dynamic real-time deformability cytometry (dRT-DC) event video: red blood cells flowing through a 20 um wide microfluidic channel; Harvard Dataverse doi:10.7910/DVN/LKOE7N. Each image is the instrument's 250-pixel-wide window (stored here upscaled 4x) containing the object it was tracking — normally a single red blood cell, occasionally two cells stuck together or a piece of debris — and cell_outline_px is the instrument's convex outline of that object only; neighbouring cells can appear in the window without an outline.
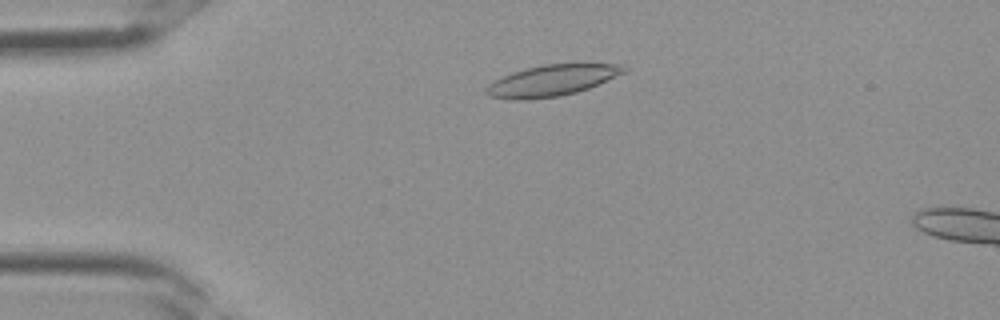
{"species": "Egyptian fruit bat (a non-hibernating species)", "species_latin": "Rousettus aegyptiacus", "temperature_condition": "room temperature", "stored_images_in_passage": 3, "camera_frame_rate_fps": 3000, "um_per_image_px": 0.085, "frame": {"image": 1, "passage_image": 2, "time_ms": 0.333, "image_size_px": [1000, 320], "cell_outline_px": [[628, 72], [588, 88], [576, 92], [560, 96], [528, 100], [512, 100], [488, 96], [484, 92], [484, 88], [488, 84], [512, 72], [524, 68], [544, 64], [588, 60], [624, 64], [628, 68]], "centroid_in_image_um": [47.03, 6.78], "position_along_channel_um": 38.0, "area_um2": 26.36}}